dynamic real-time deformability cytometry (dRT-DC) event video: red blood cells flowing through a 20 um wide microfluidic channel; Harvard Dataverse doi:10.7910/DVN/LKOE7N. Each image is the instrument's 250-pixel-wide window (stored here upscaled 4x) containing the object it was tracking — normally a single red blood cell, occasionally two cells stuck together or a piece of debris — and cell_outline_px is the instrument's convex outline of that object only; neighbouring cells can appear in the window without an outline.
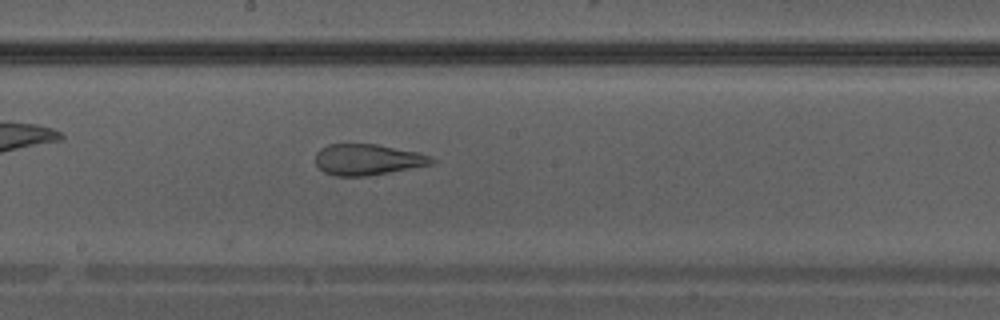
{"species": "Egyptian fruit bat (a non-hibernating species)", "species_latin": "Rousettus aegyptiacus", "temperature_condition": "warm", "stored_images_in_passage": 21, "camera_frame_rate_fps": 3000, "um_per_image_px": 0.085, "animal": {"sex": "male"}, "frame": {"image": 1, "passage_image": 15, "time_ms": 4.667, "image_size_px": [1000, 320], "cell_outline_px": [[436, 160], [432, 164], [368, 176], [336, 176], [324, 172], [316, 164], [316, 152], [320, 148], [328, 144], [376, 144], [416, 152], [432, 156]], "centroid_in_image_um": [31.23, 13.56], "position_along_channel_um": 217.0, "area_um2": 20.92}}